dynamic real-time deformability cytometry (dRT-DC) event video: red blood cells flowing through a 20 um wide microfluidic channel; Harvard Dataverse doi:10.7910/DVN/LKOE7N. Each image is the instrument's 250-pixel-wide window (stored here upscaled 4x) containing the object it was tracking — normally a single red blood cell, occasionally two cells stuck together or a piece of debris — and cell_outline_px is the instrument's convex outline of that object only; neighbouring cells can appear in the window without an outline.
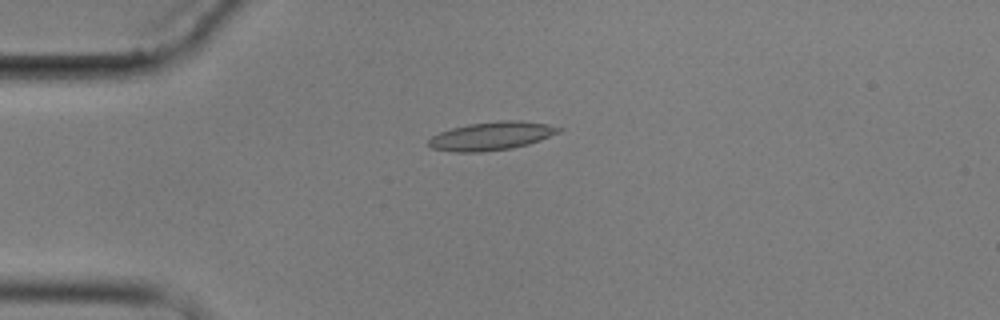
{"species": "common noctule bat (a hibernating species)", "species_latin": "Nyctalus noctula", "temperature_condition": "cold", "stored_images_in_passage": 7, "camera_frame_rate_fps": 3000, "um_per_image_px": 0.085, "animal": {"sex": "male", "body_mass_g": 17.9}, "frame": {"image": 1, "passage_image": 4, "time_ms": 3.667, "image_size_px": [1000, 320], "cell_outline_px": [[564, 128], [560, 132], [540, 140], [528, 144], [512, 148], [480, 152], [452, 152], [432, 148], [428, 144], [428, 140], [432, 136], [440, 132], [452, 128], [468, 124], [500, 120], [520, 120], [548, 124]], "centroid_in_image_um": [41.79, 11.55], "position_along_channel_um": 43.2, "area_um2": 21.56}}
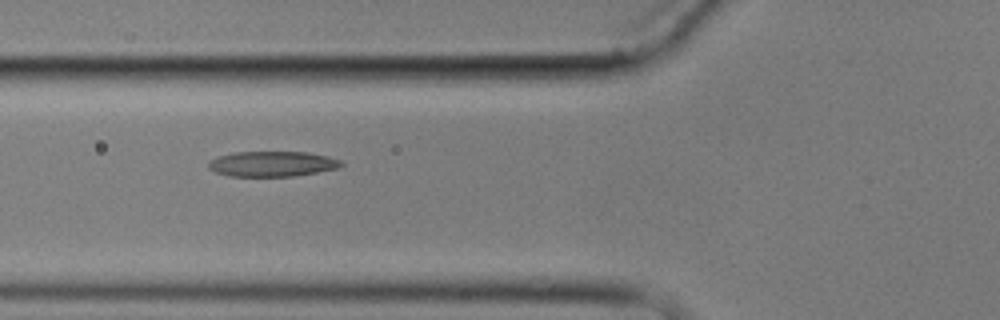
{"frame": {"image": 2, "passage_image": 6, "time_ms": 6.0, "image_size_px": [1000, 320], "cell_outline_px": [[344, 164], [336, 168], [316, 172], [292, 176], [228, 176], [216, 172], [208, 168], [208, 164], [212, 160], [220, 156], [232, 152], [308, 152], [328, 156], [340, 160]], "centroid_in_image_um": [23.13, 13.92], "position_along_channel_um": 102.7, "area_um2": 19.36}}
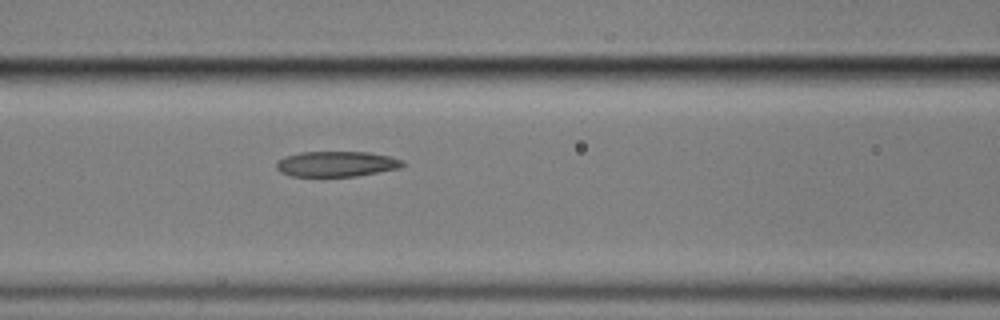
{"frame": {"image": 3, "passage_image": 7, "time_ms": 7.0, "image_size_px": [1000, 320], "cell_outline_px": [[404, 164], [400, 168], [356, 176], [292, 176], [280, 172], [276, 168], [276, 160], [284, 156], [300, 152], [368, 152], [388, 156], [404, 160]], "centroid_in_image_um": [28.56, 13.93], "position_along_channel_um": 138.0, "area_um2": 18.73}}